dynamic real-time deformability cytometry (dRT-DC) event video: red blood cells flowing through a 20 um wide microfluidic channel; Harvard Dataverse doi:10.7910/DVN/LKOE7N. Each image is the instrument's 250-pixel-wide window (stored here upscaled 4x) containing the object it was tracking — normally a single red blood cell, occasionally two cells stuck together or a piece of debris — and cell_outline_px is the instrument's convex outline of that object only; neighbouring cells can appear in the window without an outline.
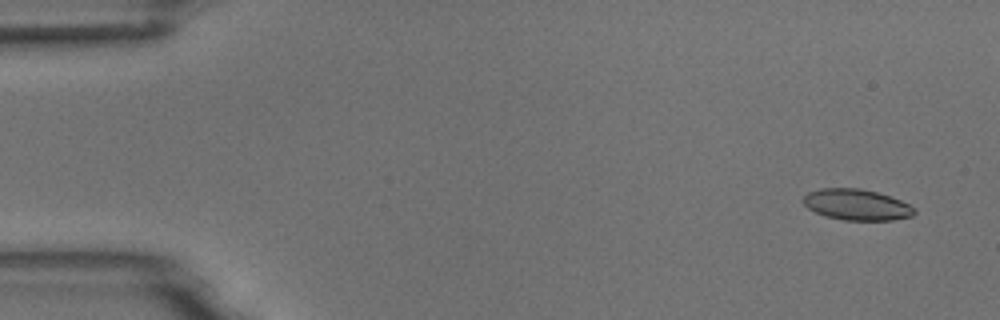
{"species": "common noctule bat (a hibernating species)", "species_latin": "Nyctalus noctula", "temperature_condition": "room temperature", "stored_images_in_passage": 8, "camera_frame_rate_fps": 3000, "um_per_image_px": 0.085, "animal": {"sex": "male", "body_mass_g": 18.8}, "frame": {"image": 1, "passage_image": 1, "time_ms": 0.0, "image_size_px": [1000, 320], "cell_outline_px": [[916, 212], [912, 216], [892, 220], [844, 220], [828, 216], [816, 212], [808, 208], [804, 204], [804, 196], [808, 192], [820, 188], [860, 188], [876, 192], [900, 200], [916, 208]], "centroid_in_image_um": [72.83, 17.39], "position_along_channel_um": 12.2, "area_um2": 19.88}}
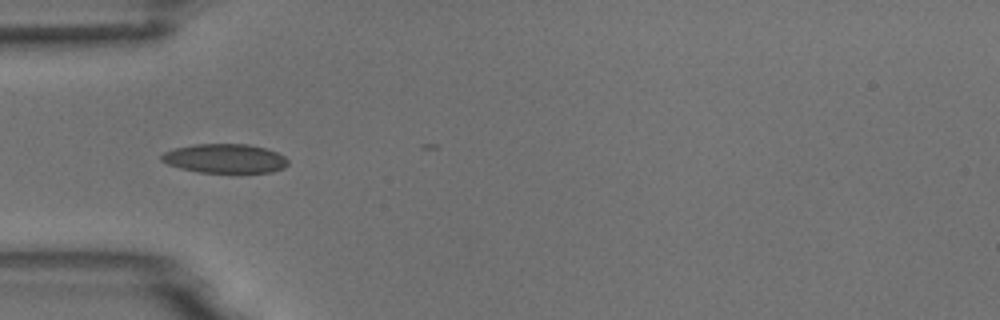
{"frame": {"image": 2, "passage_image": 5, "time_ms": 4.667, "image_size_px": [1000, 320], "cell_outline_px": [[288, 164], [284, 168], [272, 172], [200, 172], [180, 168], [168, 164], [160, 160], [160, 156], [164, 152], [176, 148], [196, 144], [248, 144], [264, 148], [276, 152], [284, 156], [288, 160]], "centroid_in_image_um": [19.12, 13.47], "position_along_channel_um": 65.9, "area_um2": 21.33}}